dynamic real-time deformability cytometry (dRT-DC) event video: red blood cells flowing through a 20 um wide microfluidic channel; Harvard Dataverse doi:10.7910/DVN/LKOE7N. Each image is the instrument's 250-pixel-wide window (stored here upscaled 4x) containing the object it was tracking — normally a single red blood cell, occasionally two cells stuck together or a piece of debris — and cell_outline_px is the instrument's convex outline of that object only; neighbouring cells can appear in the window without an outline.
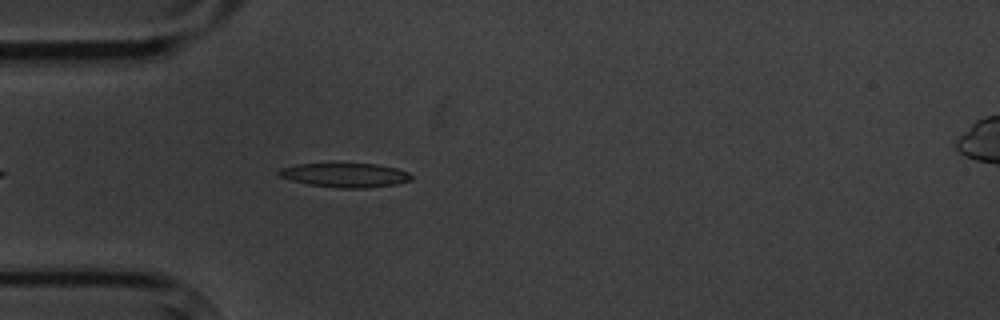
{"species": "common noctule bat (a hibernating species)", "species_latin": "Nyctalus noctula", "temperature_condition": "cold", "stored_images_in_passage": 2, "camera_frame_rate_fps": 3000, "um_per_image_px": 0.085, "animal": {"sex": "male", "body_mass_g": 20.1, "forearm_length_mm": 53.5}, "frame": {"image": 1, "passage_image": 2, "time_ms": 1.333, "image_size_px": [1000, 320], "cell_outline_px": [[412, 180], [396, 184], [364, 188], [340, 188], [308, 184], [292, 180], [280, 176], [276, 172], [280, 168], [296, 164], [376, 164], [396, 168], [408, 172], [412, 176]], "centroid_in_image_um": [29.34, 14.88], "position_along_channel_um": 55.7, "area_um2": 18.5}}